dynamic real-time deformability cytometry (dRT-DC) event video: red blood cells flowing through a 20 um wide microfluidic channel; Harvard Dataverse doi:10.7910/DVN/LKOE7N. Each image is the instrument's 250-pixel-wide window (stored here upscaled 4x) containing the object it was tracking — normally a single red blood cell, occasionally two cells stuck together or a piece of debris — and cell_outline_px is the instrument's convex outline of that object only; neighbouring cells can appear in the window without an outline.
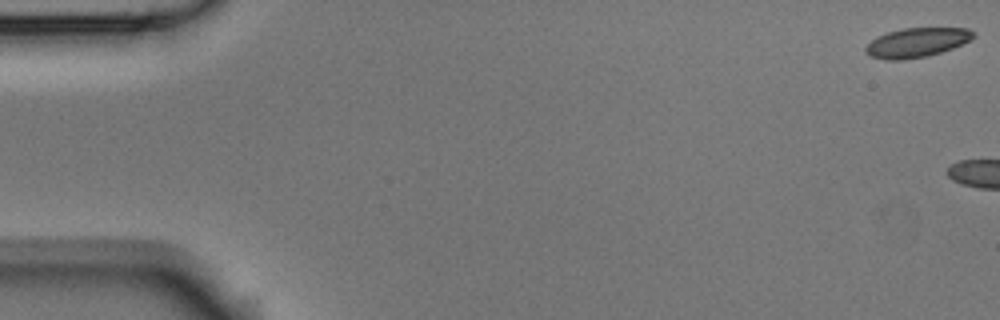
{"species": "Egyptian fruit bat (a non-hibernating species)", "species_latin": "Rousettus aegyptiacus", "temperature_condition": "room temperature", "stored_images_in_passage": 7, "camera_frame_rate_fps": 3000, "um_per_image_px": 0.085, "animal": {"sex": "male"}, "frame": {"image": 1, "passage_image": 1, "time_ms": 0.0, "image_size_px": [1000, 320], "cell_outline_px": [[972, 36], [968, 40], [952, 48], [928, 56], [904, 60], [888, 60], [872, 56], [864, 52], [864, 48], [876, 36], [888, 32], [904, 28], [968, 28], [972, 32]], "centroid_in_image_um": [77.85, 3.62], "position_along_channel_um": 7.1, "area_um2": 18.15}}